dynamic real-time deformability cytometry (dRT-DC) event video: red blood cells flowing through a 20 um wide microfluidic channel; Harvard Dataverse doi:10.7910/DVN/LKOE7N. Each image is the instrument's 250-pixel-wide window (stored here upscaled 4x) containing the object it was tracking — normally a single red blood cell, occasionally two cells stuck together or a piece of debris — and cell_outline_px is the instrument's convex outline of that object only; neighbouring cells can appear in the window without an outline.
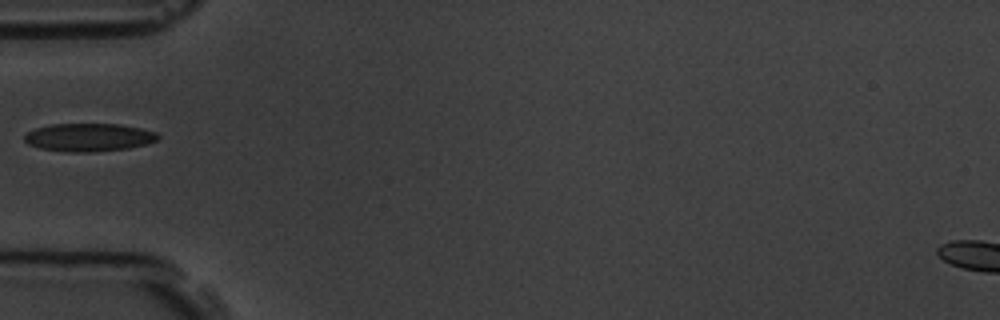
{"species": "common noctule bat (a hibernating species)", "species_latin": "Nyctalus noctula", "temperature_condition": "room temperature", "stored_images_in_passage": 1, "camera_frame_rate_fps": 3000, "um_per_image_px": 0.085, "animal": {"sex": "male", "body_mass_g": 19.5, "forearm_length_mm": 54.6}, "frame": {"image": 1, "passage_image": 1, "time_ms": 0.0, "image_size_px": [1000, 320], "cell_outline_px": [[160, 136], [156, 140], [144, 144], [128, 148], [92, 152], [68, 152], [40, 148], [28, 144], [24, 140], [24, 136], [28, 132], [36, 128], [52, 124], [120, 124], [140, 128], [156, 132]], "centroid_in_image_um": [7.53, 11.67], "position_along_channel_um": 77.5, "area_um2": 21.68}}